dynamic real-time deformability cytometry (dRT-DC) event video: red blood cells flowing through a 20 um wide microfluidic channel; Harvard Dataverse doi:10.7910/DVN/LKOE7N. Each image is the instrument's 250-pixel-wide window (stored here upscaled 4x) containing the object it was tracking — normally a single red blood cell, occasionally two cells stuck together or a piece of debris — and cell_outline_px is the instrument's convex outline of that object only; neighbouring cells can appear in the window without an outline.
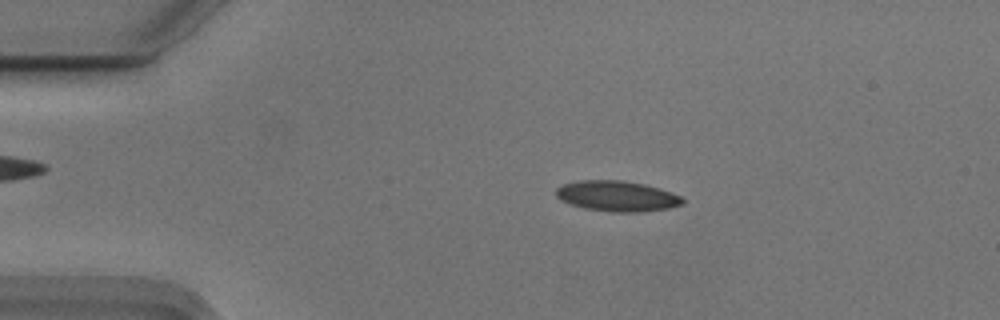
{"species": "Egyptian fruit bat (a non-hibernating species)", "species_latin": "Rousettus aegyptiacus", "temperature_condition": "cold", "stored_images_in_passage": 54, "camera_frame_rate_fps": 3000, "um_per_image_px": 0.085, "animal": {"sex": "male"}, "frame": {"image": 1, "passage_image": 10, "time_ms": 3.0, "image_size_px": [1000, 320], "cell_outline_px": [[684, 204], [668, 208], [640, 212], [612, 212], [584, 208], [568, 204], [560, 200], [556, 196], [556, 188], [564, 184], [580, 180], [624, 180], [644, 184], [660, 188], [680, 196], [684, 200]], "centroid_in_image_um": [52.43, 16.67], "position_along_channel_um": 32.6, "area_um2": 22.6}}
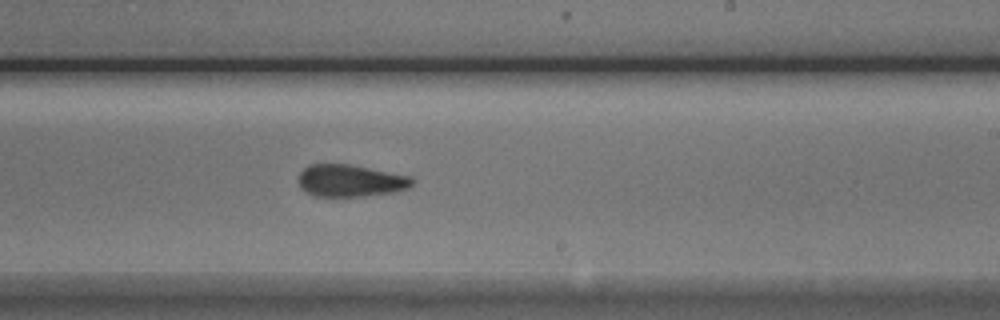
{"frame": {"image": 2, "passage_image": 32, "time_ms": 10.333, "image_size_px": [1000, 320], "cell_outline_px": [[416, 180], [408, 188], [396, 192], [364, 196], [312, 196], [300, 188], [296, 180], [300, 172], [308, 164], [348, 164], [412, 176]], "centroid_in_image_um": [29.76, 15.36], "position_along_channel_um": 259.2, "area_um2": 21.62}}
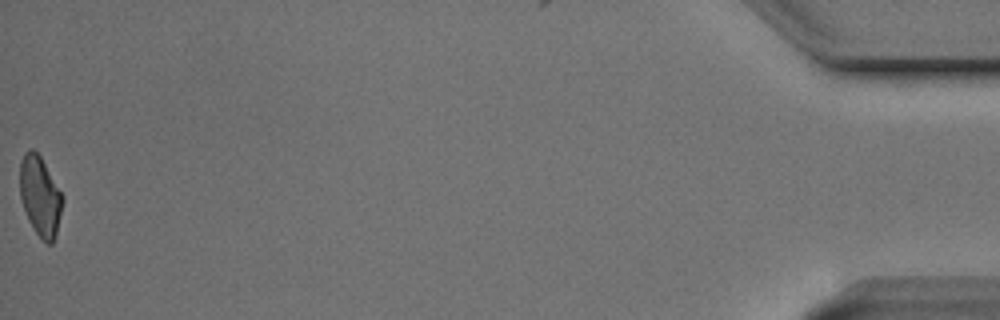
{"frame": {"image": 3, "passage_image": 54, "time_ms": 17.667, "image_size_px": [1000, 320], "cell_outline_px": [[64, 200], [56, 236], [52, 244], [48, 244], [36, 232], [28, 220], [20, 196], [20, 160], [24, 152], [28, 148], [32, 148], [40, 156], [60, 192]], "centroid_in_image_um": [3.4, 16.67], "position_along_channel_um": 431.8, "area_um2": 19.59}, "authors_computed_cell_mechanics": {"area_um2": 21.7039, "velocity_mm_per_s": 3.741, "shape_relaxation_time_tau1_ms": null, "shape_relaxation_time_tau2_ms": 2.3423, "deformation_change_tau1": null, "deformation_change_tau2": 0.0864}}